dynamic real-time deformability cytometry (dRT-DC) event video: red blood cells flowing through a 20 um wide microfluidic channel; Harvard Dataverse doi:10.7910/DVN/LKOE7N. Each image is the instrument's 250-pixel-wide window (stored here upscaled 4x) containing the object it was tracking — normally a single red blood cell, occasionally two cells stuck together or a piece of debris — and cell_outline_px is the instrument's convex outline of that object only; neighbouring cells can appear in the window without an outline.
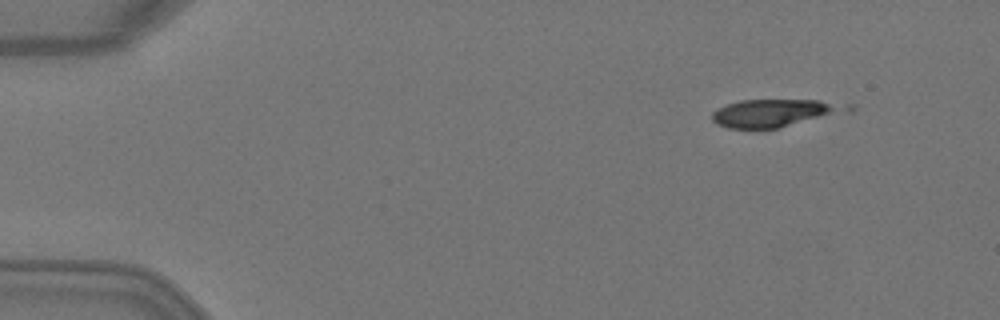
{"species": "Egyptian fruit bat (a non-hibernating species)", "species_latin": "Rousettus aegyptiacus", "temperature_condition": "warm", "stored_images_in_passage": 4, "camera_frame_rate_fps": 3000, "um_per_image_px": 0.085, "animal": {"sex": "female"}, "frame": {"image": 1, "passage_image": 1, "time_ms": 0.0, "image_size_px": [1000, 320], "cell_outline_px": [[856, 108], [852, 112], [780, 128], [728, 128], [716, 124], [712, 120], [712, 112], [728, 104], [740, 100], [820, 100], [856, 104]], "centroid_in_image_um": [66.04, 9.6], "position_along_channel_um": 19.0, "area_um2": 22.48}}